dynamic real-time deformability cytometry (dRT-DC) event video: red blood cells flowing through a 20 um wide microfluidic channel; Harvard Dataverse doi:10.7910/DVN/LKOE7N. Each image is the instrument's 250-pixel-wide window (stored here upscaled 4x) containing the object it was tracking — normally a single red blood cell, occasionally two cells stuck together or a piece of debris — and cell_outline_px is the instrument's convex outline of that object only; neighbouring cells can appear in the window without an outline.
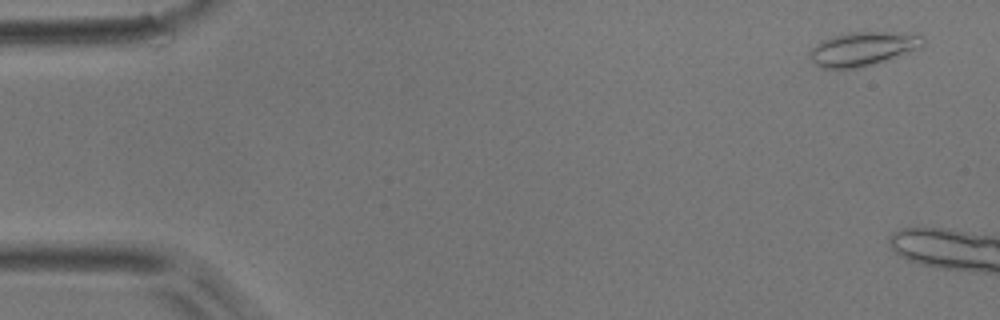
{"species": "common noctule bat (a hibernating species)", "species_latin": "Nyctalus noctula", "temperature_condition": "room temperature", "stored_images_in_passage": 8, "camera_frame_rate_fps": 3000, "um_per_image_px": 0.085, "animal": {"sex": "male", "body_mass_g": 17.9}, "frame": {"image": 1, "passage_image": 3, "time_ms": 0.667, "image_size_px": [1000, 320], "cell_outline_px": [[924, 48], [860, 68], [820, 68], [808, 56], [808, 52], [820, 40], [852, 32], [908, 32], [924, 36]], "centroid_in_image_um": [73.4, 4.14], "position_along_channel_um": 11.6, "area_um2": 22.66}}